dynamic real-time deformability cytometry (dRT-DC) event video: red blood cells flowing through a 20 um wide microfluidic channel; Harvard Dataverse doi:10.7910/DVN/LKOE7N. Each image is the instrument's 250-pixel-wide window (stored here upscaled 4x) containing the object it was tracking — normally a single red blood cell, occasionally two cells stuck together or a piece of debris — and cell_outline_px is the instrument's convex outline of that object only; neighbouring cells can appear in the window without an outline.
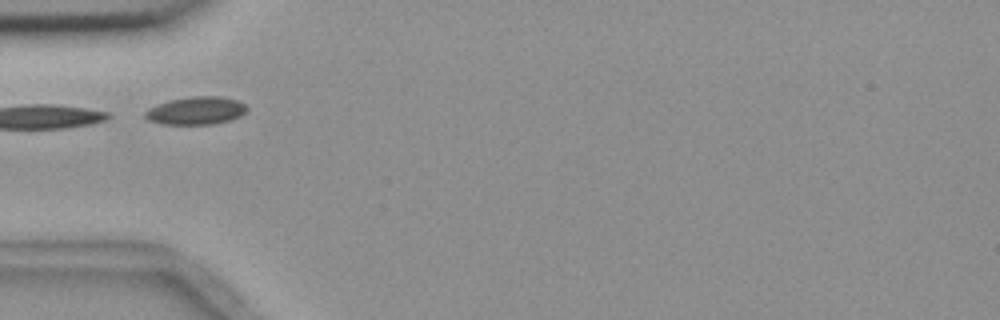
{"species": "common noctule bat (a hibernating species)", "species_latin": "Nyctalus noctula", "temperature_condition": "room temperature", "stored_images_in_passage": 6, "segment_of_instrument_passage": [2, 2], "camera_frame_rate_fps": 3000, "um_per_image_px": 0.085, "animal": {"sex": "female", "body_mass_g": 18.4}, "frame": {"image": 1, "passage_image": 4, "time_ms": 3.667, "image_size_px": [1000, 320], "cell_outline_px": [[248, 108], [240, 116], [232, 120], [212, 124], [160, 124], [148, 120], [144, 116], [144, 112], [148, 108], [156, 104], [168, 100], [188, 96], [220, 96], [240, 100]], "centroid_in_image_um": [16.64, 9.39], "position_along_channel_um": 68.4, "area_um2": 16.82}}